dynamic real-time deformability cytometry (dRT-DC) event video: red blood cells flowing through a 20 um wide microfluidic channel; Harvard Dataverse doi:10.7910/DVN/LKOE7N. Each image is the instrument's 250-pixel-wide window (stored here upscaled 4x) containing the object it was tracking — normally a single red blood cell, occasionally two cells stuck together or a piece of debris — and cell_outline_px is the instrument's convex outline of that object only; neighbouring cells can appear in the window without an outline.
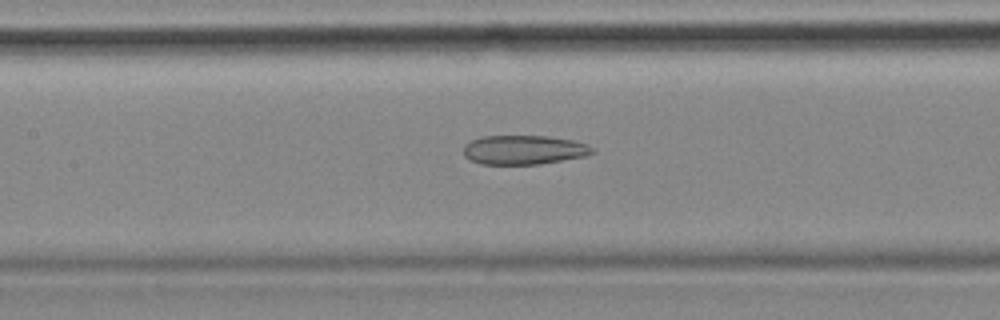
{"species": "common noctule bat (a hibernating species)", "species_latin": "Nyctalus noctula", "temperature_condition": "cold", "stored_images_in_passage": 13, "camera_frame_rate_fps": 3000, "um_per_image_px": 0.085, "animal": {"sex": "female", "body_mass_g": 18.4}, "frame": {"image": 1, "passage_image": 11, "time_ms": 3.333, "image_size_px": [1000, 320], "cell_outline_px": [[596, 152], [584, 156], [540, 164], [480, 164], [468, 160], [464, 156], [464, 144], [472, 140], [484, 136], [544, 136], [572, 140], [588, 144]], "centroid_in_image_um": [44.5, 12.74], "position_along_channel_um": 162.9, "area_um2": 21.91}}